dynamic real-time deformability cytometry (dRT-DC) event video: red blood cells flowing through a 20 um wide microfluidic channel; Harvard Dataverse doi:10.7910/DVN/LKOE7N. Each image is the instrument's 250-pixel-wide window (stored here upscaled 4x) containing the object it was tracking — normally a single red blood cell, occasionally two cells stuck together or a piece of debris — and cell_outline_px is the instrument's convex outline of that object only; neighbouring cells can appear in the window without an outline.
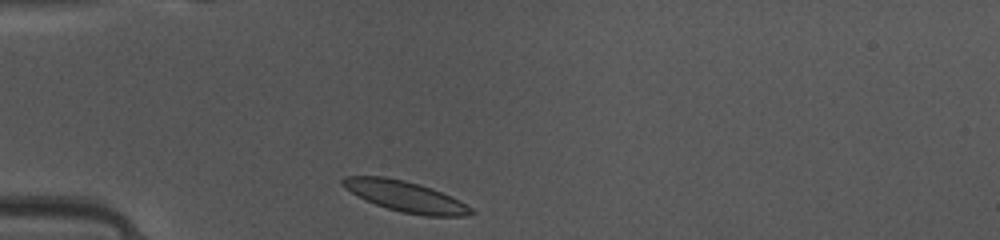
{"species": "common noctule bat (a hibernating species)", "species_latin": "Nyctalus noctula", "temperature_condition": "warm", "stored_images_in_passage": 36, "camera_frame_rate_fps": 3000, "um_per_image_px": 0.085, "animal": {"sex": "female", "body_mass_g": 10.0, "forearm_length_mm": 53.1}, "frame": {"image": 1, "passage_image": 1, "time_ms": 0.0, "image_size_px": [1000, 240], "cell_outline_px": [[476, 212], [464, 216], [424, 216], [404, 212], [388, 208], [376, 204], [344, 188], [340, 184], [340, 180], [344, 176], [384, 176], [404, 180], [420, 184], [432, 188], [460, 200], [472, 208]], "centroid_in_image_um": [34.48, 16.68], "position_along_channel_um": 50.5, "area_um2": 22.83}}
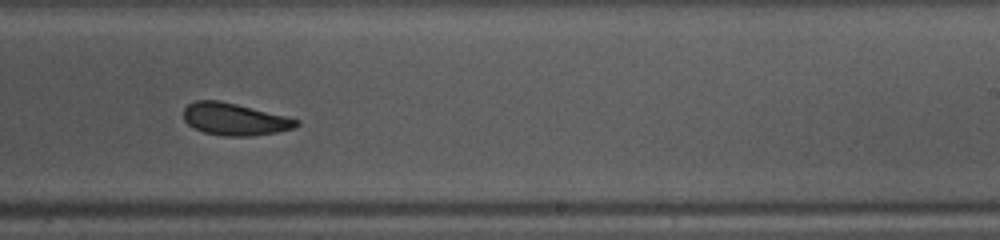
{"frame": {"image": 2, "passage_image": 18, "time_ms": 5.667, "image_size_px": [1000, 240], "cell_outline_px": [[300, 124], [292, 128], [276, 132], [252, 136], [224, 136], [204, 132], [188, 124], [184, 120], [184, 108], [188, 104], [196, 100], [220, 100], [288, 116], [300, 120]], "centroid_in_image_um": [19.96, 10.12], "position_along_channel_um": 269.0, "area_um2": 21.15}}
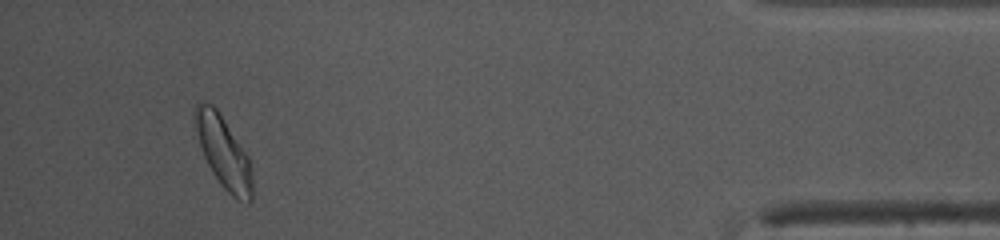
{"frame": {"image": 3, "passage_image": 33, "time_ms": 10.667, "image_size_px": [1000, 240], "cell_outline_px": [[252, 200], [248, 204], [236, 200], [220, 184], [212, 172], [204, 156], [192, 120], [192, 112], [196, 104], [212, 104], [216, 108], [248, 156], [252, 168]], "centroid_in_image_um": [18.99, 12.97], "position_along_channel_um": 416.2, "area_um2": 23.87}, "authors_computed_cell_mechanics": {"area_um2": 22.1374, "velocity_mm_per_s": 4.0981, "shape_relaxation_time_tau1_ms": 3.337, "shape_relaxation_time_tau2_ms": 1.7358, "deformation_change_tau1": 0.1148, "deformation_change_tau2": 0.0681}}